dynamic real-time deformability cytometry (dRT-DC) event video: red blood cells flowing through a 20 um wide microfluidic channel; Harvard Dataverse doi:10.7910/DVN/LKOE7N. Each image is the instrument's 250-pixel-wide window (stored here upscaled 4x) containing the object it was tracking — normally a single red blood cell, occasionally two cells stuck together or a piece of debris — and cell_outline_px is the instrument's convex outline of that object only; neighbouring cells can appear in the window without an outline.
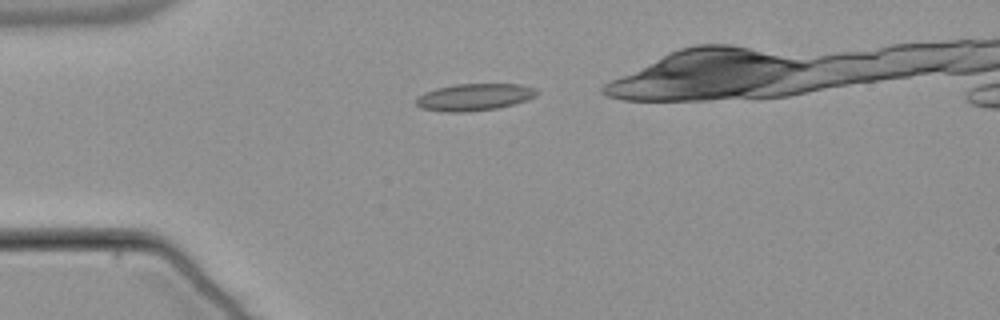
{"species": "common noctule bat (a hibernating species)", "species_latin": "Nyctalus noctula", "temperature_condition": "warm", "stored_images_in_passage": 37, "camera_frame_rate_fps": 3000, "um_per_image_px": 0.085, "animal": {"sex": "male", "body_mass_g": 21.5, "forearm_length_mm": 52.0}, "frame": {"image": 1, "passage_image": 2, "time_ms": 0.333, "image_size_px": [1000, 320], "cell_outline_px": [[540, 92], [536, 96], [528, 100], [516, 104], [496, 108], [468, 112], [444, 112], [420, 108], [416, 104], [416, 96], [424, 92], [436, 88], [456, 84], [520, 84], [536, 88]], "centroid_in_image_um": [40.33, 8.25], "position_along_channel_um": 44.7, "area_um2": 19.31}}
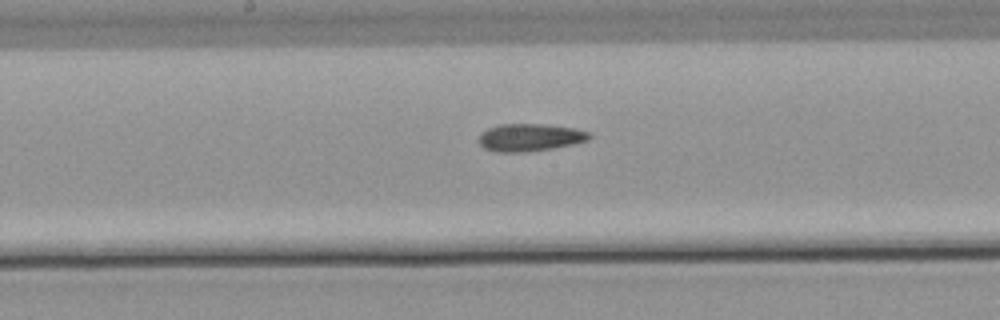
{"frame": {"image": 2, "passage_image": 16, "time_ms": 5.0, "image_size_px": [1000, 320], "cell_outline_px": [[592, 136], [588, 140], [572, 144], [552, 148], [524, 152], [496, 152], [484, 148], [480, 144], [480, 136], [488, 128], [500, 124], [544, 124], [572, 128], [592, 132]], "centroid_in_image_um": [45.07, 11.68], "position_along_channel_um": 203.1, "area_um2": 17.57}}
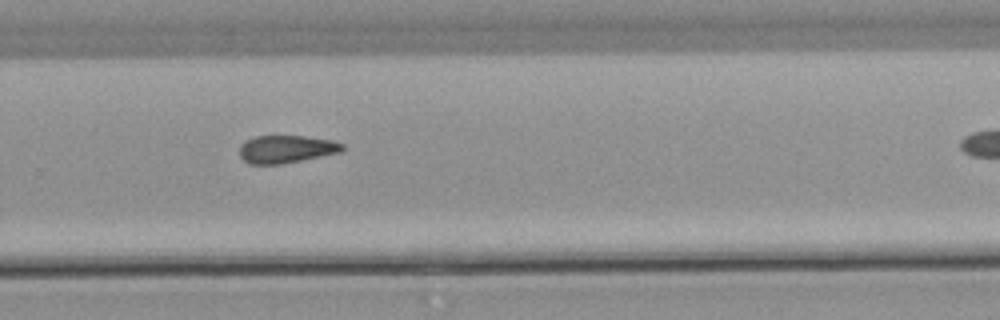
{"frame": {"image": 3, "passage_image": 24, "time_ms": 7.667, "image_size_px": [1000, 320], "cell_outline_px": [[344, 148], [340, 152], [280, 164], [248, 164], [240, 156], [240, 144], [244, 140], [256, 136], [304, 136], [332, 140], [344, 144]], "centroid_in_image_um": [24.3, 12.66], "position_along_channel_um": 305.5, "area_um2": 16.53}, "authors_computed_cell_mechanics": {"area_um2": 17.4556, "velocity_mm_per_s": 3.8516, "shape_relaxation_time_tau1_ms": null, "shape_relaxation_time_tau2_ms": 7.8234, "deformation_change_tau1": null, "deformation_change_tau2": 0.1815}}